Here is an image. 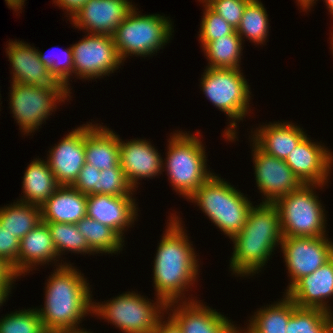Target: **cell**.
I'll list each match as a JSON object with an SVG mask.
<instances>
[{
    "mask_svg": "<svg viewBox=\"0 0 333 333\" xmlns=\"http://www.w3.org/2000/svg\"><path fill=\"white\" fill-rule=\"evenodd\" d=\"M280 246L291 279L287 291L333 257V242L326 236L283 237Z\"/></svg>",
    "mask_w": 333,
    "mask_h": 333,
    "instance_id": "12",
    "label": "cell"
},
{
    "mask_svg": "<svg viewBox=\"0 0 333 333\" xmlns=\"http://www.w3.org/2000/svg\"><path fill=\"white\" fill-rule=\"evenodd\" d=\"M181 219L176 214L170 216L153 261L156 297L166 304L180 299L182 301L185 297L184 291H188L186 289L195 284L199 271V259L189 242Z\"/></svg>",
    "mask_w": 333,
    "mask_h": 333,
    "instance_id": "2",
    "label": "cell"
},
{
    "mask_svg": "<svg viewBox=\"0 0 333 333\" xmlns=\"http://www.w3.org/2000/svg\"><path fill=\"white\" fill-rule=\"evenodd\" d=\"M135 190L128 183L120 165L110 170H101L98 180V194L111 196H132Z\"/></svg>",
    "mask_w": 333,
    "mask_h": 333,
    "instance_id": "36",
    "label": "cell"
},
{
    "mask_svg": "<svg viewBox=\"0 0 333 333\" xmlns=\"http://www.w3.org/2000/svg\"><path fill=\"white\" fill-rule=\"evenodd\" d=\"M286 333H331V313L317 308L297 307L293 302Z\"/></svg>",
    "mask_w": 333,
    "mask_h": 333,
    "instance_id": "32",
    "label": "cell"
},
{
    "mask_svg": "<svg viewBox=\"0 0 333 333\" xmlns=\"http://www.w3.org/2000/svg\"><path fill=\"white\" fill-rule=\"evenodd\" d=\"M99 175L100 170L88 163H85L80 170L76 181L71 186L83 194H98Z\"/></svg>",
    "mask_w": 333,
    "mask_h": 333,
    "instance_id": "40",
    "label": "cell"
},
{
    "mask_svg": "<svg viewBox=\"0 0 333 333\" xmlns=\"http://www.w3.org/2000/svg\"><path fill=\"white\" fill-rule=\"evenodd\" d=\"M136 7L118 25L112 35L122 61L128 56L147 57L170 42L173 25L169 17L160 14L141 15Z\"/></svg>",
    "mask_w": 333,
    "mask_h": 333,
    "instance_id": "7",
    "label": "cell"
},
{
    "mask_svg": "<svg viewBox=\"0 0 333 333\" xmlns=\"http://www.w3.org/2000/svg\"><path fill=\"white\" fill-rule=\"evenodd\" d=\"M332 155L328 148L306 135L285 162L303 184L325 185L333 166Z\"/></svg>",
    "mask_w": 333,
    "mask_h": 333,
    "instance_id": "16",
    "label": "cell"
},
{
    "mask_svg": "<svg viewBox=\"0 0 333 333\" xmlns=\"http://www.w3.org/2000/svg\"><path fill=\"white\" fill-rule=\"evenodd\" d=\"M133 196L87 195V217L114 229L123 239V231L137 218V205Z\"/></svg>",
    "mask_w": 333,
    "mask_h": 333,
    "instance_id": "19",
    "label": "cell"
},
{
    "mask_svg": "<svg viewBox=\"0 0 333 333\" xmlns=\"http://www.w3.org/2000/svg\"><path fill=\"white\" fill-rule=\"evenodd\" d=\"M199 1H201L202 2V4H207L210 0H199Z\"/></svg>",
    "mask_w": 333,
    "mask_h": 333,
    "instance_id": "50",
    "label": "cell"
},
{
    "mask_svg": "<svg viewBox=\"0 0 333 333\" xmlns=\"http://www.w3.org/2000/svg\"><path fill=\"white\" fill-rule=\"evenodd\" d=\"M269 24L268 14L263 3L259 0H250L244 9L236 32L242 41L246 37L253 43L261 45L267 40Z\"/></svg>",
    "mask_w": 333,
    "mask_h": 333,
    "instance_id": "31",
    "label": "cell"
},
{
    "mask_svg": "<svg viewBox=\"0 0 333 333\" xmlns=\"http://www.w3.org/2000/svg\"><path fill=\"white\" fill-rule=\"evenodd\" d=\"M332 37H331V48L330 49H332V53H333V34L331 35Z\"/></svg>",
    "mask_w": 333,
    "mask_h": 333,
    "instance_id": "49",
    "label": "cell"
},
{
    "mask_svg": "<svg viewBox=\"0 0 333 333\" xmlns=\"http://www.w3.org/2000/svg\"><path fill=\"white\" fill-rule=\"evenodd\" d=\"M230 239L234 244L230 258L232 274L241 277L258 274L283 240L276 205L262 202L252 206L242 230Z\"/></svg>",
    "mask_w": 333,
    "mask_h": 333,
    "instance_id": "3",
    "label": "cell"
},
{
    "mask_svg": "<svg viewBox=\"0 0 333 333\" xmlns=\"http://www.w3.org/2000/svg\"><path fill=\"white\" fill-rule=\"evenodd\" d=\"M241 71L240 68L206 67L200 80L206 98L231 120L223 134L229 141L237 138V121L243 120L250 113V86Z\"/></svg>",
    "mask_w": 333,
    "mask_h": 333,
    "instance_id": "6",
    "label": "cell"
},
{
    "mask_svg": "<svg viewBox=\"0 0 333 333\" xmlns=\"http://www.w3.org/2000/svg\"><path fill=\"white\" fill-rule=\"evenodd\" d=\"M69 95L63 85L51 87L11 83L10 109L24 135L35 132L54 112L58 102H65Z\"/></svg>",
    "mask_w": 333,
    "mask_h": 333,
    "instance_id": "10",
    "label": "cell"
},
{
    "mask_svg": "<svg viewBox=\"0 0 333 333\" xmlns=\"http://www.w3.org/2000/svg\"><path fill=\"white\" fill-rule=\"evenodd\" d=\"M119 144L120 166L133 189L140 184L139 179L162 174L163 159L149 141L137 138L124 142L119 137Z\"/></svg>",
    "mask_w": 333,
    "mask_h": 333,
    "instance_id": "18",
    "label": "cell"
},
{
    "mask_svg": "<svg viewBox=\"0 0 333 333\" xmlns=\"http://www.w3.org/2000/svg\"><path fill=\"white\" fill-rule=\"evenodd\" d=\"M331 333H333V319H331Z\"/></svg>",
    "mask_w": 333,
    "mask_h": 333,
    "instance_id": "51",
    "label": "cell"
},
{
    "mask_svg": "<svg viewBox=\"0 0 333 333\" xmlns=\"http://www.w3.org/2000/svg\"><path fill=\"white\" fill-rule=\"evenodd\" d=\"M251 142L266 154L286 160L290 152L307 135L302 128L290 122L261 125L253 132Z\"/></svg>",
    "mask_w": 333,
    "mask_h": 333,
    "instance_id": "22",
    "label": "cell"
},
{
    "mask_svg": "<svg viewBox=\"0 0 333 333\" xmlns=\"http://www.w3.org/2000/svg\"><path fill=\"white\" fill-rule=\"evenodd\" d=\"M254 176L262 202L274 203L280 197L300 188L303 183L293 173L285 160L270 156L252 143Z\"/></svg>",
    "mask_w": 333,
    "mask_h": 333,
    "instance_id": "13",
    "label": "cell"
},
{
    "mask_svg": "<svg viewBox=\"0 0 333 333\" xmlns=\"http://www.w3.org/2000/svg\"><path fill=\"white\" fill-rule=\"evenodd\" d=\"M47 162L60 186H71L86 163L85 124L73 129L51 148Z\"/></svg>",
    "mask_w": 333,
    "mask_h": 333,
    "instance_id": "17",
    "label": "cell"
},
{
    "mask_svg": "<svg viewBox=\"0 0 333 333\" xmlns=\"http://www.w3.org/2000/svg\"><path fill=\"white\" fill-rule=\"evenodd\" d=\"M329 12L333 15V10H330ZM332 17H333V16H332ZM332 34H333V33H331V35H332Z\"/></svg>",
    "mask_w": 333,
    "mask_h": 333,
    "instance_id": "52",
    "label": "cell"
},
{
    "mask_svg": "<svg viewBox=\"0 0 333 333\" xmlns=\"http://www.w3.org/2000/svg\"><path fill=\"white\" fill-rule=\"evenodd\" d=\"M12 287V285H0V307L4 304L3 302L8 299Z\"/></svg>",
    "mask_w": 333,
    "mask_h": 333,
    "instance_id": "44",
    "label": "cell"
},
{
    "mask_svg": "<svg viewBox=\"0 0 333 333\" xmlns=\"http://www.w3.org/2000/svg\"><path fill=\"white\" fill-rule=\"evenodd\" d=\"M23 195L20 202L41 206L60 186L47 161L34 159L23 177Z\"/></svg>",
    "mask_w": 333,
    "mask_h": 333,
    "instance_id": "26",
    "label": "cell"
},
{
    "mask_svg": "<svg viewBox=\"0 0 333 333\" xmlns=\"http://www.w3.org/2000/svg\"><path fill=\"white\" fill-rule=\"evenodd\" d=\"M59 255L46 223L41 222L20 240L19 276L37 265L58 261Z\"/></svg>",
    "mask_w": 333,
    "mask_h": 333,
    "instance_id": "25",
    "label": "cell"
},
{
    "mask_svg": "<svg viewBox=\"0 0 333 333\" xmlns=\"http://www.w3.org/2000/svg\"><path fill=\"white\" fill-rule=\"evenodd\" d=\"M325 185L303 184L297 190L277 199L283 237H322L326 235V214L316 187Z\"/></svg>",
    "mask_w": 333,
    "mask_h": 333,
    "instance_id": "8",
    "label": "cell"
},
{
    "mask_svg": "<svg viewBox=\"0 0 333 333\" xmlns=\"http://www.w3.org/2000/svg\"><path fill=\"white\" fill-rule=\"evenodd\" d=\"M52 237V241L55 245L57 253L69 252L71 253H83V254H95L88 246L87 240L78 230L76 224L70 223H58V222H49L46 223Z\"/></svg>",
    "mask_w": 333,
    "mask_h": 333,
    "instance_id": "33",
    "label": "cell"
},
{
    "mask_svg": "<svg viewBox=\"0 0 333 333\" xmlns=\"http://www.w3.org/2000/svg\"><path fill=\"white\" fill-rule=\"evenodd\" d=\"M8 61L12 65V82L34 86L51 87L62 85L50 74L47 67L39 60L37 49L19 40L10 41L6 48Z\"/></svg>",
    "mask_w": 333,
    "mask_h": 333,
    "instance_id": "21",
    "label": "cell"
},
{
    "mask_svg": "<svg viewBox=\"0 0 333 333\" xmlns=\"http://www.w3.org/2000/svg\"><path fill=\"white\" fill-rule=\"evenodd\" d=\"M55 5L66 9L69 18L71 19L88 0H53ZM69 12V13H68Z\"/></svg>",
    "mask_w": 333,
    "mask_h": 333,
    "instance_id": "42",
    "label": "cell"
},
{
    "mask_svg": "<svg viewBox=\"0 0 333 333\" xmlns=\"http://www.w3.org/2000/svg\"><path fill=\"white\" fill-rule=\"evenodd\" d=\"M161 317L153 333H183L178 323L169 315L168 320L163 321Z\"/></svg>",
    "mask_w": 333,
    "mask_h": 333,
    "instance_id": "41",
    "label": "cell"
},
{
    "mask_svg": "<svg viewBox=\"0 0 333 333\" xmlns=\"http://www.w3.org/2000/svg\"><path fill=\"white\" fill-rule=\"evenodd\" d=\"M40 209L44 223L76 224L87 216V194L79 192L73 186H59Z\"/></svg>",
    "mask_w": 333,
    "mask_h": 333,
    "instance_id": "24",
    "label": "cell"
},
{
    "mask_svg": "<svg viewBox=\"0 0 333 333\" xmlns=\"http://www.w3.org/2000/svg\"><path fill=\"white\" fill-rule=\"evenodd\" d=\"M66 333H92V332L83 329V330H78V331H73V332H66Z\"/></svg>",
    "mask_w": 333,
    "mask_h": 333,
    "instance_id": "48",
    "label": "cell"
},
{
    "mask_svg": "<svg viewBox=\"0 0 333 333\" xmlns=\"http://www.w3.org/2000/svg\"><path fill=\"white\" fill-rule=\"evenodd\" d=\"M197 136L182 131L174 133L168 141L166 159L162 160L173 190L187 200L214 174L207 169L206 150Z\"/></svg>",
    "mask_w": 333,
    "mask_h": 333,
    "instance_id": "5",
    "label": "cell"
},
{
    "mask_svg": "<svg viewBox=\"0 0 333 333\" xmlns=\"http://www.w3.org/2000/svg\"><path fill=\"white\" fill-rule=\"evenodd\" d=\"M20 240L0 224V258L11 267L16 277H19Z\"/></svg>",
    "mask_w": 333,
    "mask_h": 333,
    "instance_id": "39",
    "label": "cell"
},
{
    "mask_svg": "<svg viewBox=\"0 0 333 333\" xmlns=\"http://www.w3.org/2000/svg\"><path fill=\"white\" fill-rule=\"evenodd\" d=\"M119 136L107 127L85 124L86 163L98 170H110L120 165Z\"/></svg>",
    "mask_w": 333,
    "mask_h": 333,
    "instance_id": "23",
    "label": "cell"
},
{
    "mask_svg": "<svg viewBox=\"0 0 333 333\" xmlns=\"http://www.w3.org/2000/svg\"><path fill=\"white\" fill-rule=\"evenodd\" d=\"M78 230L95 253L116 254L123 248L124 239L111 227L92 218L84 217L76 223Z\"/></svg>",
    "mask_w": 333,
    "mask_h": 333,
    "instance_id": "30",
    "label": "cell"
},
{
    "mask_svg": "<svg viewBox=\"0 0 333 333\" xmlns=\"http://www.w3.org/2000/svg\"><path fill=\"white\" fill-rule=\"evenodd\" d=\"M204 8L198 37L201 43H210L236 30L207 4H204Z\"/></svg>",
    "mask_w": 333,
    "mask_h": 333,
    "instance_id": "37",
    "label": "cell"
},
{
    "mask_svg": "<svg viewBox=\"0 0 333 333\" xmlns=\"http://www.w3.org/2000/svg\"><path fill=\"white\" fill-rule=\"evenodd\" d=\"M250 0H210L207 5L234 29L239 26L244 9Z\"/></svg>",
    "mask_w": 333,
    "mask_h": 333,
    "instance_id": "38",
    "label": "cell"
},
{
    "mask_svg": "<svg viewBox=\"0 0 333 333\" xmlns=\"http://www.w3.org/2000/svg\"><path fill=\"white\" fill-rule=\"evenodd\" d=\"M16 278L11 267L0 258V285H12Z\"/></svg>",
    "mask_w": 333,
    "mask_h": 333,
    "instance_id": "43",
    "label": "cell"
},
{
    "mask_svg": "<svg viewBox=\"0 0 333 333\" xmlns=\"http://www.w3.org/2000/svg\"><path fill=\"white\" fill-rule=\"evenodd\" d=\"M186 299L182 303H168L166 307V310L172 311L168 315L178 323L183 333H239L236 325L216 309L204 306L194 298ZM172 306L173 309H170Z\"/></svg>",
    "mask_w": 333,
    "mask_h": 333,
    "instance_id": "14",
    "label": "cell"
},
{
    "mask_svg": "<svg viewBox=\"0 0 333 333\" xmlns=\"http://www.w3.org/2000/svg\"><path fill=\"white\" fill-rule=\"evenodd\" d=\"M8 8H12L14 11L22 10L25 0H5Z\"/></svg>",
    "mask_w": 333,
    "mask_h": 333,
    "instance_id": "45",
    "label": "cell"
},
{
    "mask_svg": "<svg viewBox=\"0 0 333 333\" xmlns=\"http://www.w3.org/2000/svg\"><path fill=\"white\" fill-rule=\"evenodd\" d=\"M326 2L327 9L333 10V0H324Z\"/></svg>",
    "mask_w": 333,
    "mask_h": 333,
    "instance_id": "47",
    "label": "cell"
},
{
    "mask_svg": "<svg viewBox=\"0 0 333 333\" xmlns=\"http://www.w3.org/2000/svg\"><path fill=\"white\" fill-rule=\"evenodd\" d=\"M134 8L128 0H88L71 18V24L90 34L112 36Z\"/></svg>",
    "mask_w": 333,
    "mask_h": 333,
    "instance_id": "15",
    "label": "cell"
},
{
    "mask_svg": "<svg viewBox=\"0 0 333 333\" xmlns=\"http://www.w3.org/2000/svg\"><path fill=\"white\" fill-rule=\"evenodd\" d=\"M73 51V74L79 79L109 76L122 65L112 36L90 34L76 44Z\"/></svg>",
    "mask_w": 333,
    "mask_h": 333,
    "instance_id": "11",
    "label": "cell"
},
{
    "mask_svg": "<svg viewBox=\"0 0 333 333\" xmlns=\"http://www.w3.org/2000/svg\"><path fill=\"white\" fill-rule=\"evenodd\" d=\"M56 49V48H55ZM51 50V49H50ZM51 52V51H50ZM61 56H56L52 57L53 54H49L50 56H48V54H43L41 51L37 50V54L39 57V60L47 67V69L49 70L50 74L54 77V79L61 83L67 90L68 92L71 94V90H70V84L69 82V77L70 75L72 76L73 74V51H72V47L67 48V50L65 49L62 53V51H60ZM62 57V58H61ZM69 85V86H68Z\"/></svg>",
    "mask_w": 333,
    "mask_h": 333,
    "instance_id": "35",
    "label": "cell"
},
{
    "mask_svg": "<svg viewBox=\"0 0 333 333\" xmlns=\"http://www.w3.org/2000/svg\"><path fill=\"white\" fill-rule=\"evenodd\" d=\"M242 40L236 30L229 35L210 43H201L202 50L209 60V68L235 69L241 68Z\"/></svg>",
    "mask_w": 333,
    "mask_h": 333,
    "instance_id": "29",
    "label": "cell"
},
{
    "mask_svg": "<svg viewBox=\"0 0 333 333\" xmlns=\"http://www.w3.org/2000/svg\"><path fill=\"white\" fill-rule=\"evenodd\" d=\"M41 222V209L38 205L18 200L0 208V224L19 240Z\"/></svg>",
    "mask_w": 333,
    "mask_h": 333,
    "instance_id": "28",
    "label": "cell"
},
{
    "mask_svg": "<svg viewBox=\"0 0 333 333\" xmlns=\"http://www.w3.org/2000/svg\"><path fill=\"white\" fill-rule=\"evenodd\" d=\"M284 294V298L278 302L254 312L247 329L239 328V333H286V327L293 313V300Z\"/></svg>",
    "mask_w": 333,
    "mask_h": 333,
    "instance_id": "27",
    "label": "cell"
},
{
    "mask_svg": "<svg viewBox=\"0 0 333 333\" xmlns=\"http://www.w3.org/2000/svg\"><path fill=\"white\" fill-rule=\"evenodd\" d=\"M58 264L47 280L44 307L37 308L38 314L48 333L83 330L78 325L86 314H93L95 303L89 283L72 264Z\"/></svg>",
    "mask_w": 333,
    "mask_h": 333,
    "instance_id": "1",
    "label": "cell"
},
{
    "mask_svg": "<svg viewBox=\"0 0 333 333\" xmlns=\"http://www.w3.org/2000/svg\"><path fill=\"white\" fill-rule=\"evenodd\" d=\"M229 239L247 221L252 202L225 179L213 174L189 198Z\"/></svg>",
    "mask_w": 333,
    "mask_h": 333,
    "instance_id": "4",
    "label": "cell"
},
{
    "mask_svg": "<svg viewBox=\"0 0 333 333\" xmlns=\"http://www.w3.org/2000/svg\"><path fill=\"white\" fill-rule=\"evenodd\" d=\"M156 300L152 303L134 291L125 292L108 302L93 304V315L106 319L123 333H153L167 311V304L159 297Z\"/></svg>",
    "mask_w": 333,
    "mask_h": 333,
    "instance_id": "9",
    "label": "cell"
},
{
    "mask_svg": "<svg viewBox=\"0 0 333 333\" xmlns=\"http://www.w3.org/2000/svg\"><path fill=\"white\" fill-rule=\"evenodd\" d=\"M285 293L297 307L317 308L331 313L326 298L333 296V257L315 272L303 276Z\"/></svg>",
    "mask_w": 333,
    "mask_h": 333,
    "instance_id": "20",
    "label": "cell"
},
{
    "mask_svg": "<svg viewBox=\"0 0 333 333\" xmlns=\"http://www.w3.org/2000/svg\"><path fill=\"white\" fill-rule=\"evenodd\" d=\"M298 1V5L300 6V8L303 11L309 10L311 8V6H313L314 4H316L315 2L318 0H296Z\"/></svg>",
    "mask_w": 333,
    "mask_h": 333,
    "instance_id": "46",
    "label": "cell"
},
{
    "mask_svg": "<svg viewBox=\"0 0 333 333\" xmlns=\"http://www.w3.org/2000/svg\"><path fill=\"white\" fill-rule=\"evenodd\" d=\"M0 333H48L37 309L19 310L0 319Z\"/></svg>",
    "mask_w": 333,
    "mask_h": 333,
    "instance_id": "34",
    "label": "cell"
}]
</instances>
